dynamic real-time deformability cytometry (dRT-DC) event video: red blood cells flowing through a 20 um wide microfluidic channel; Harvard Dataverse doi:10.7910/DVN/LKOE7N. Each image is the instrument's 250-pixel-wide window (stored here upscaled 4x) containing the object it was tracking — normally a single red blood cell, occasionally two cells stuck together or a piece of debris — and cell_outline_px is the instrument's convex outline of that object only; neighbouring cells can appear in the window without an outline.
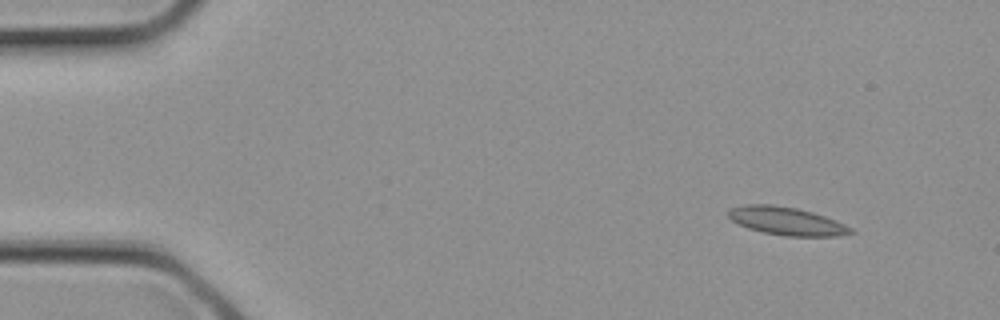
{"species": "common noctule bat (a hibernating species)", "species_latin": "Nyctalus noctula", "temperature_condition": "cold", "stored_images_in_passage": 2, "camera_frame_rate_fps": 3000, "um_per_image_px": 0.085, "animal": {"sex": "female", "body_mass_g": 21.9}, "frame": {"image": 1, "passage_image": 1, "time_ms": 0.0, "image_size_px": [1000, 320], "cell_outline_px": [[856, 232], [836, 236], [784, 236], [764, 232], [748, 228], [732, 220], [728, 216], [728, 212], [732, 208], [744, 204], [772, 204], [796, 208], [812, 212], [836, 220], [852, 228]], "centroid_in_image_um": [66.88, 18.79], "position_along_channel_um": 18.1, "area_um2": 19.88}}